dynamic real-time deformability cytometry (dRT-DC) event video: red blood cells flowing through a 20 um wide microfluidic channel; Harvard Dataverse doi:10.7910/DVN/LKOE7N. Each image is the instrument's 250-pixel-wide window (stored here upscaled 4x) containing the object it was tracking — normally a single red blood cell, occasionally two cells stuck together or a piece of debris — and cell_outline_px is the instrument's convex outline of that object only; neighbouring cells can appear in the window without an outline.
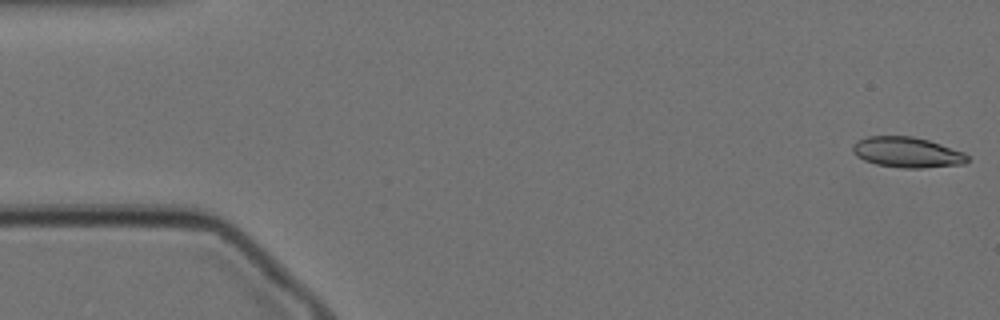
{"species": "Egyptian fruit bat (a non-hibernating species)", "species_latin": "Rousettus aegyptiacus", "temperature_condition": "cold", "stored_images_in_passage": 12, "camera_frame_rate_fps": 3000, "um_per_image_px": 0.085, "animal": {"sex": "female"}, "frame": {"image": 1, "passage_image": 1, "time_ms": 0.0, "image_size_px": [1000, 320], "cell_outline_px": [[968, 160], [964, 164], [920, 168], [900, 168], [876, 164], [864, 160], [856, 156], [852, 152], [852, 144], [856, 140], [868, 136], [912, 136], [928, 140], [964, 152], [968, 156]], "centroid_in_image_um": [77.06, 12.94], "position_along_channel_um": 7.9, "area_um2": 20.46}}